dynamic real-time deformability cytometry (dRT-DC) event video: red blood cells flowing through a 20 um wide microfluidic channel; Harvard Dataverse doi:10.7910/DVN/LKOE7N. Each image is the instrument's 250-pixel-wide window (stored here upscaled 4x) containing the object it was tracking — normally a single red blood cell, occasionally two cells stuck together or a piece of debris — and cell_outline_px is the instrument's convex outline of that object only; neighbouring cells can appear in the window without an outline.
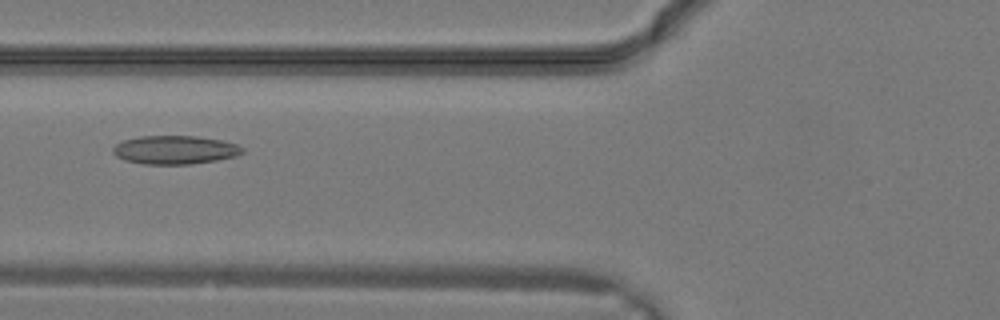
{"species": "common noctule bat (a hibernating species)", "species_latin": "Nyctalus noctula", "temperature_condition": "warm", "stored_images_in_passage": 18, "camera_frame_rate_fps": 3000, "um_per_image_px": 0.085, "animal": {"sex": "male", "body_mass_g": 19.2, "forearm_length_mm": 51.8}, "frame": {"image": 1, "passage_image": 13, "time_ms": 4.0, "image_size_px": [1000, 320], "cell_outline_px": [[244, 152], [236, 156], [216, 160], [192, 164], [144, 164], [124, 160], [116, 156], [112, 152], [112, 148], [116, 144], [124, 140], [140, 136], [196, 136], [220, 140], [236, 144], [244, 148]], "centroid_in_image_um": [14.86, 12.74], "position_along_channel_um": 110.9, "area_um2": 21.5}}
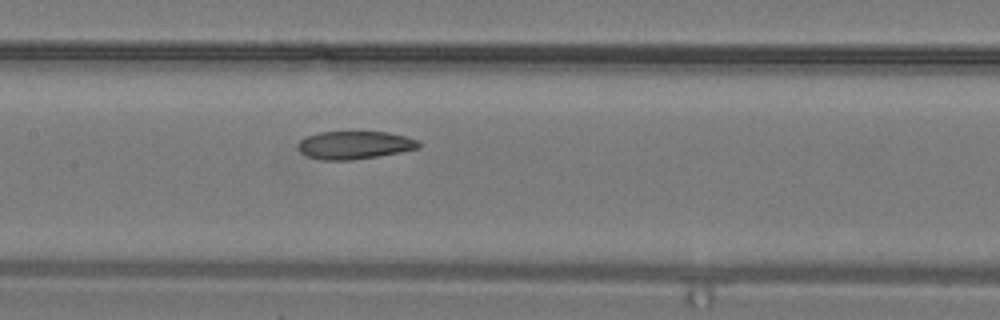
{"frame": {"image": 2, "passage_image": 16, "time_ms": 5.0, "image_size_px": [1000, 320], "cell_outline_px": [[420, 148], [400, 152], [352, 160], [320, 160], [308, 156], [300, 152], [296, 144], [304, 136], [320, 132], [388, 132], [420, 140]], "centroid_in_image_um": [30.11, 12.33], "position_along_channel_um": 177.3, "area_um2": 19.77}}
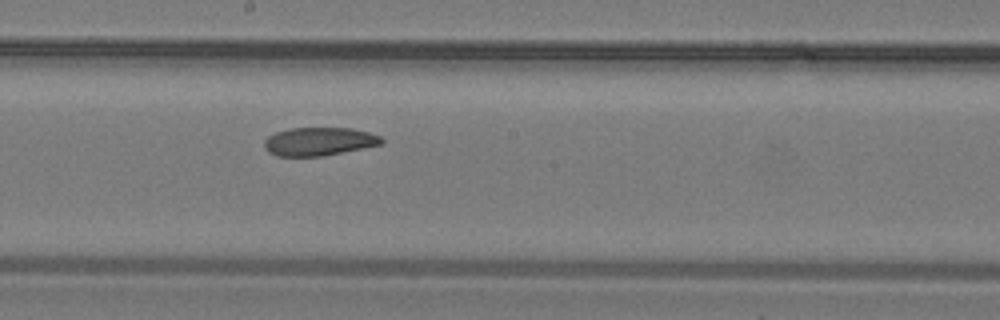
{"frame": {"image": 3, "passage_image": 18, "time_ms": 5.667, "image_size_px": [1000, 320], "cell_outline_px": [[384, 140], [380, 144], [324, 156], [276, 156], [268, 152], [264, 148], [264, 140], [268, 136], [276, 132], [292, 128], [352, 128], [368, 132], [380, 136]], "centroid_in_image_um": [27.08, 12.03], "position_along_channel_um": 221.1, "area_um2": 19.25}}